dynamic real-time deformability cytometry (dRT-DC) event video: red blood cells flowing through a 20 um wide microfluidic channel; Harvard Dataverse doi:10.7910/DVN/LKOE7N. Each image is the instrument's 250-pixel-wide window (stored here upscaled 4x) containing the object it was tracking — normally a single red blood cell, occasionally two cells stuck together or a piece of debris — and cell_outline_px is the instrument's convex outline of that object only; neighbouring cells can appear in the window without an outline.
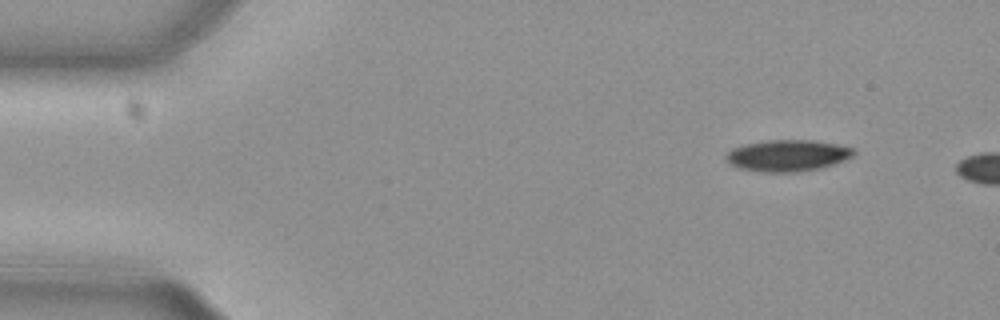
{"species": "common noctule bat (a hibernating species)", "species_latin": "Nyctalus noctula", "temperature_condition": "cold", "stored_images_in_passage": 5, "camera_frame_rate_fps": 3000, "um_per_image_px": 0.085, "animal": {"sex": "female", "body_mass_g": 29.2, "forearm_length_mm": 56.3}, "frame": {"image": 1, "passage_image": 1, "time_ms": 0.0, "image_size_px": [1000, 320], "cell_outline_px": [[856, 152], [852, 156], [844, 160], [820, 168], [796, 172], [764, 172], [740, 168], [732, 164], [724, 156], [732, 148], [744, 144], [768, 140], [812, 140], [836, 144], [856, 148]], "centroid_in_image_um": [66.96, 13.21], "position_along_channel_um": 18.0, "area_um2": 23.29}}